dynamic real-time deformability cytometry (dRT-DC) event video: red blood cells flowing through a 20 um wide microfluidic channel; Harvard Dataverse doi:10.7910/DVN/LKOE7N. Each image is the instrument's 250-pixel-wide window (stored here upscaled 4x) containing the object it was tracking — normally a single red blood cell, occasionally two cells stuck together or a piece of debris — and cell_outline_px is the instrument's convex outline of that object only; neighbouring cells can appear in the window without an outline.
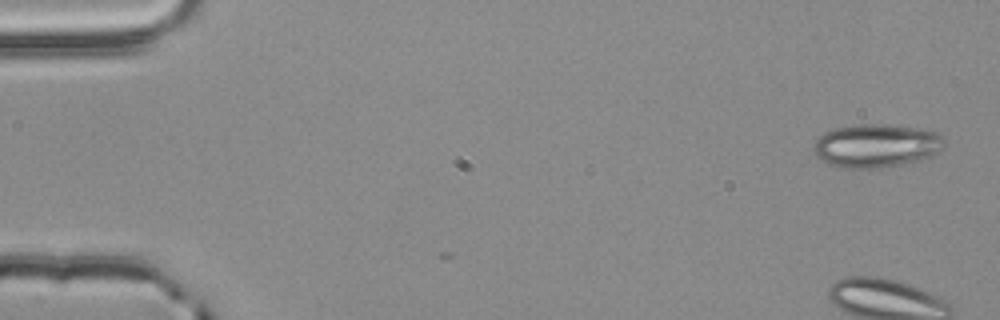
{"species": "common noctule bat (a hibernating species)", "species_latin": "Nyctalus noctula", "temperature_condition": "room temperature", "stored_images_in_passage": 2, "camera_frame_rate_fps": 3000, "um_per_image_px": 0.085, "animal": {"sex": "male", "body_mass_g": 20.4}, "frame": {"image": 1, "passage_image": 2, "time_ms": 0.333, "image_size_px": [1000, 320], "cell_outline_px": [[944, 144], [932, 156], [920, 160], [880, 168], [844, 168], [828, 164], [820, 160], [812, 152], [812, 148], [816, 140], [824, 132], [832, 128], [860, 124], [888, 124], [920, 128], [936, 132], [944, 140]], "centroid_in_image_um": [74.42, 12.38], "position_along_channel_um": 10.6, "area_um2": 33.23}}